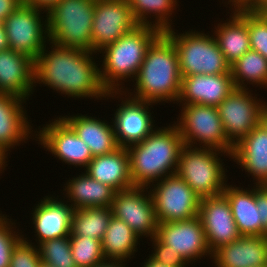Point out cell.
Returning a JSON list of instances; mask_svg holds the SVG:
<instances>
[{"mask_svg":"<svg viewBox=\"0 0 267 267\" xmlns=\"http://www.w3.org/2000/svg\"><path fill=\"white\" fill-rule=\"evenodd\" d=\"M48 44L50 47L45 46L34 60L35 87L38 84L48 86L54 92L75 100H106L108 90L101 82L99 63H96L99 60L95 61L98 54L61 47L52 42Z\"/></svg>","mask_w":267,"mask_h":267,"instance_id":"obj_1","label":"cell"},{"mask_svg":"<svg viewBox=\"0 0 267 267\" xmlns=\"http://www.w3.org/2000/svg\"><path fill=\"white\" fill-rule=\"evenodd\" d=\"M181 82L178 53L173 42L162 32L148 47L132 92L131 87L125 91L133 98L157 105L176 104L181 93Z\"/></svg>","mask_w":267,"mask_h":267,"instance_id":"obj_2","label":"cell"},{"mask_svg":"<svg viewBox=\"0 0 267 267\" xmlns=\"http://www.w3.org/2000/svg\"><path fill=\"white\" fill-rule=\"evenodd\" d=\"M184 143L175 124L158 127L142 142L127 148L134 186L149 187L176 174Z\"/></svg>","mask_w":267,"mask_h":267,"instance_id":"obj_3","label":"cell"},{"mask_svg":"<svg viewBox=\"0 0 267 267\" xmlns=\"http://www.w3.org/2000/svg\"><path fill=\"white\" fill-rule=\"evenodd\" d=\"M162 32L153 26L137 25L99 54L100 78L108 91L126 90L125 82H134L148 47ZM125 85V86H123Z\"/></svg>","mask_w":267,"mask_h":267,"instance_id":"obj_4","label":"cell"},{"mask_svg":"<svg viewBox=\"0 0 267 267\" xmlns=\"http://www.w3.org/2000/svg\"><path fill=\"white\" fill-rule=\"evenodd\" d=\"M96 0H59L47 11L49 41L92 52Z\"/></svg>","mask_w":267,"mask_h":267,"instance_id":"obj_5","label":"cell"},{"mask_svg":"<svg viewBox=\"0 0 267 267\" xmlns=\"http://www.w3.org/2000/svg\"><path fill=\"white\" fill-rule=\"evenodd\" d=\"M223 156L231 159L230 153L184 144L179 154L176 174L200 198L220 195L228 182Z\"/></svg>","mask_w":267,"mask_h":267,"instance_id":"obj_6","label":"cell"},{"mask_svg":"<svg viewBox=\"0 0 267 267\" xmlns=\"http://www.w3.org/2000/svg\"><path fill=\"white\" fill-rule=\"evenodd\" d=\"M171 28L163 32L172 42L178 53L181 76L194 74H230V65L220 51L213 34L204 30L177 32ZM210 34V35H209Z\"/></svg>","mask_w":267,"mask_h":267,"instance_id":"obj_7","label":"cell"},{"mask_svg":"<svg viewBox=\"0 0 267 267\" xmlns=\"http://www.w3.org/2000/svg\"><path fill=\"white\" fill-rule=\"evenodd\" d=\"M178 106H182L181 112L174 124L185 145L232 154L234 146L228 141L224 132L217 107L200 104Z\"/></svg>","mask_w":267,"mask_h":267,"instance_id":"obj_8","label":"cell"},{"mask_svg":"<svg viewBox=\"0 0 267 267\" xmlns=\"http://www.w3.org/2000/svg\"><path fill=\"white\" fill-rule=\"evenodd\" d=\"M106 98L122 101L111 119L119 147L128 148L140 143L157 128L151 112L156 103L133 98L125 90L108 91Z\"/></svg>","mask_w":267,"mask_h":267,"instance_id":"obj_9","label":"cell"},{"mask_svg":"<svg viewBox=\"0 0 267 267\" xmlns=\"http://www.w3.org/2000/svg\"><path fill=\"white\" fill-rule=\"evenodd\" d=\"M3 25L9 48L34 60L50 42L47 11L44 9L21 4Z\"/></svg>","mask_w":267,"mask_h":267,"instance_id":"obj_10","label":"cell"},{"mask_svg":"<svg viewBox=\"0 0 267 267\" xmlns=\"http://www.w3.org/2000/svg\"><path fill=\"white\" fill-rule=\"evenodd\" d=\"M148 188L159 223L188 220L198 216L200 197L177 174L166 176Z\"/></svg>","mask_w":267,"mask_h":267,"instance_id":"obj_11","label":"cell"},{"mask_svg":"<svg viewBox=\"0 0 267 267\" xmlns=\"http://www.w3.org/2000/svg\"><path fill=\"white\" fill-rule=\"evenodd\" d=\"M249 89L235 88L217 106L224 132L233 146L260 123L261 112L267 105Z\"/></svg>","mask_w":267,"mask_h":267,"instance_id":"obj_12","label":"cell"},{"mask_svg":"<svg viewBox=\"0 0 267 267\" xmlns=\"http://www.w3.org/2000/svg\"><path fill=\"white\" fill-rule=\"evenodd\" d=\"M49 122L35 129V141L62 163L85 169L93 159L88 145L60 115Z\"/></svg>","mask_w":267,"mask_h":267,"instance_id":"obj_13","label":"cell"},{"mask_svg":"<svg viewBox=\"0 0 267 267\" xmlns=\"http://www.w3.org/2000/svg\"><path fill=\"white\" fill-rule=\"evenodd\" d=\"M111 209L113 216L124 221L140 239L150 240L157 235L159 222L148 187L116 191Z\"/></svg>","mask_w":267,"mask_h":267,"instance_id":"obj_14","label":"cell"},{"mask_svg":"<svg viewBox=\"0 0 267 267\" xmlns=\"http://www.w3.org/2000/svg\"><path fill=\"white\" fill-rule=\"evenodd\" d=\"M137 25L127 0H96L92 25V52L99 53Z\"/></svg>","mask_w":267,"mask_h":267,"instance_id":"obj_15","label":"cell"},{"mask_svg":"<svg viewBox=\"0 0 267 267\" xmlns=\"http://www.w3.org/2000/svg\"><path fill=\"white\" fill-rule=\"evenodd\" d=\"M156 236L173 251H177L188 264L192 265L203 257H209L212 261L213 254L208 247L199 216L188 220L159 223Z\"/></svg>","mask_w":267,"mask_h":267,"instance_id":"obj_16","label":"cell"},{"mask_svg":"<svg viewBox=\"0 0 267 267\" xmlns=\"http://www.w3.org/2000/svg\"><path fill=\"white\" fill-rule=\"evenodd\" d=\"M198 216L212 254L219 247L230 244L241 236L232 216L229 201L223 193L200 198Z\"/></svg>","mask_w":267,"mask_h":267,"instance_id":"obj_17","label":"cell"},{"mask_svg":"<svg viewBox=\"0 0 267 267\" xmlns=\"http://www.w3.org/2000/svg\"><path fill=\"white\" fill-rule=\"evenodd\" d=\"M60 196L46 195L32 208L31 223L36 237L35 245L70 236L73 207ZM63 199V200H62Z\"/></svg>","mask_w":267,"mask_h":267,"instance_id":"obj_18","label":"cell"},{"mask_svg":"<svg viewBox=\"0 0 267 267\" xmlns=\"http://www.w3.org/2000/svg\"><path fill=\"white\" fill-rule=\"evenodd\" d=\"M25 103L26 100L20 97L0 93V145L9 152L23 142L26 144L32 138L36 140V131L32 130Z\"/></svg>","mask_w":267,"mask_h":267,"instance_id":"obj_19","label":"cell"},{"mask_svg":"<svg viewBox=\"0 0 267 267\" xmlns=\"http://www.w3.org/2000/svg\"><path fill=\"white\" fill-rule=\"evenodd\" d=\"M34 70V59L30 56L10 48L0 51V93L29 101L36 90Z\"/></svg>","mask_w":267,"mask_h":267,"instance_id":"obj_20","label":"cell"},{"mask_svg":"<svg viewBox=\"0 0 267 267\" xmlns=\"http://www.w3.org/2000/svg\"><path fill=\"white\" fill-rule=\"evenodd\" d=\"M235 89L231 74H194L182 77L177 104L217 107Z\"/></svg>","mask_w":267,"mask_h":267,"instance_id":"obj_21","label":"cell"},{"mask_svg":"<svg viewBox=\"0 0 267 267\" xmlns=\"http://www.w3.org/2000/svg\"><path fill=\"white\" fill-rule=\"evenodd\" d=\"M231 160L253 177L252 184H267V131L260 123L234 145Z\"/></svg>","mask_w":267,"mask_h":267,"instance_id":"obj_22","label":"cell"},{"mask_svg":"<svg viewBox=\"0 0 267 267\" xmlns=\"http://www.w3.org/2000/svg\"><path fill=\"white\" fill-rule=\"evenodd\" d=\"M215 267H259L267 265V236L241 235L219 247L212 256Z\"/></svg>","mask_w":267,"mask_h":267,"instance_id":"obj_23","label":"cell"},{"mask_svg":"<svg viewBox=\"0 0 267 267\" xmlns=\"http://www.w3.org/2000/svg\"><path fill=\"white\" fill-rule=\"evenodd\" d=\"M61 117L73 128L79 138L84 141L93 157L111 153L119 148L112 122L99 117L77 113Z\"/></svg>","mask_w":267,"mask_h":267,"instance_id":"obj_24","label":"cell"},{"mask_svg":"<svg viewBox=\"0 0 267 267\" xmlns=\"http://www.w3.org/2000/svg\"><path fill=\"white\" fill-rule=\"evenodd\" d=\"M229 19L221 21L211 30L220 51L229 65L251 49L245 8L231 9Z\"/></svg>","mask_w":267,"mask_h":267,"instance_id":"obj_25","label":"cell"},{"mask_svg":"<svg viewBox=\"0 0 267 267\" xmlns=\"http://www.w3.org/2000/svg\"><path fill=\"white\" fill-rule=\"evenodd\" d=\"M69 178L63 185L62 196L74 210L90 207H111L116 190L91 178L85 171ZM64 191V192H63ZM69 200V201H68Z\"/></svg>","mask_w":267,"mask_h":267,"instance_id":"obj_26","label":"cell"},{"mask_svg":"<svg viewBox=\"0 0 267 267\" xmlns=\"http://www.w3.org/2000/svg\"><path fill=\"white\" fill-rule=\"evenodd\" d=\"M84 170L91 178L111 186L116 191L134 187L130 177L129 154L127 148L93 157Z\"/></svg>","mask_w":267,"mask_h":267,"instance_id":"obj_27","label":"cell"},{"mask_svg":"<svg viewBox=\"0 0 267 267\" xmlns=\"http://www.w3.org/2000/svg\"><path fill=\"white\" fill-rule=\"evenodd\" d=\"M253 186V187H252ZM243 188L227 183L223 194L229 201L240 235L261 236V220L255 203V185Z\"/></svg>","mask_w":267,"mask_h":267,"instance_id":"obj_28","label":"cell"},{"mask_svg":"<svg viewBox=\"0 0 267 267\" xmlns=\"http://www.w3.org/2000/svg\"><path fill=\"white\" fill-rule=\"evenodd\" d=\"M140 240L142 239L124 221L112 216L101 241L104 258L128 261L134 258Z\"/></svg>","mask_w":267,"mask_h":267,"instance_id":"obj_29","label":"cell"},{"mask_svg":"<svg viewBox=\"0 0 267 267\" xmlns=\"http://www.w3.org/2000/svg\"><path fill=\"white\" fill-rule=\"evenodd\" d=\"M127 2L138 25L153 26L161 32L175 27L172 16L175 15L177 8L179 11L178 0H127Z\"/></svg>","mask_w":267,"mask_h":267,"instance_id":"obj_30","label":"cell"},{"mask_svg":"<svg viewBox=\"0 0 267 267\" xmlns=\"http://www.w3.org/2000/svg\"><path fill=\"white\" fill-rule=\"evenodd\" d=\"M230 74L235 88L247 89L250 84L267 90V59L257 51L250 49L231 64Z\"/></svg>","mask_w":267,"mask_h":267,"instance_id":"obj_31","label":"cell"},{"mask_svg":"<svg viewBox=\"0 0 267 267\" xmlns=\"http://www.w3.org/2000/svg\"><path fill=\"white\" fill-rule=\"evenodd\" d=\"M112 216L111 207L73 210L70 235L89 236L102 241Z\"/></svg>","mask_w":267,"mask_h":267,"instance_id":"obj_32","label":"cell"},{"mask_svg":"<svg viewBox=\"0 0 267 267\" xmlns=\"http://www.w3.org/2000/svg\"><path fill=\"white\" fill-rule=\"evenodd\" d=\"M71 252L77 267H94L105 261L100 240L70 235Z\"/></svg>","mask_w":267,"mask_h":267,"instance_id":"obj_33","label":"cell"},{"mask_svg":"<svg viewBox=\"0 0 267 267\" xmlns=\"http://www.w3.org/2000/svg\"><path fill=\"white\" fill-rule=\"evenodd\" d=\"M41 262L52 267H77L71 252L70 238H54L37 246Z\"/></svg>","mask_w":267,"mask_h":267,"instance_id":"obj_34","label":"cell"},{"mask_svg":"<svg viewBox=\"0 0 267 267\" xmlns=\"http://www.w3.org/2000/svg\"><path fill=\"white\" fill-rule=\"evenodd\" d=\"M2 213L0 210V267H10L12 250L23 238V232L13 222L14 219Z\"/></svg>","mask_w":267,"mask_h":267,"instance_id":"obj_35","label":"cell"},{"mask_svg":"<svg viewBox=\"0 0 267 267\" xmlns=\"http://www.w3.org/2000/svg\"><path fill=\"white\" fill-rule=\"evenodd\" d=\"M245 22L247 23L251 50L259 52L267 59V16L245 8Z\"/></svg>","mask_w":267,"mask_h":267,"instance_id":"obj_36","label":"cell"},{"mask_svg":"<svg viewBox=\"0 0 267 267\" xmlns=\"http://www.w3.org/2000/svg\"><path fill=\"white\" fill-rule=\"evenodd\" d=\"M23 233V238L12 250L10 267H40L41 259L37 246L28 240Z\"/></svg>","mask_w":267,"mask_h":267,"instance_id":"obj_37","label":"cell"},{"mask_svg":"<svg viewBox=\"0 0 267 267\" xmlns=\"http://www.w3.org/2000/svg\"><path fill=\"white\" fill-rule=\"evenodd\" d=\"M150 242H152L151 254L149 256L162 264L168 265L170 267H188L190 266L177 251H173L171 247L164 244L157 236L153 237Z\"/></svg>","mask_w":267,"mask_h":267,"instance_id":"obj_38","label":"cell"},{"mask_svg":"<svg viewBox=\"0 0 267 267\" xmlns=\"http://www.w3.org/2000/svg\"><path fill=\"white\" fill-rule=\"evenodd\" d=\"M255 203L261 220V236H267V184L255 185Z\"/></svg>","mask_w":267,"mask_h":267,"instance_id":"obj_39","label":"cell"},{"mask_svg":"<svg viewBox=\"0 0 267 267\" xmlns=\"http://www.w3.org/2000/svg\"><path fill=\"white\" fill-rule=\"evenodd\" d=\"M21 4L22 0H0V23H3Z\"/></svg>","mask_w":267,"mask_h":267,"instance_id":"obj_40","label":"cell"},{"mask_svg":"<svg viewBox=\"0 0 267 267\" xmlns=\"http://www.w3.org/2000/svg\"><path fill=\"white\" fill-rule=\"evenodd\" d=\"M224 2V0H222ZM258 0H225V2L222 4H225L223 6H228L229 10L231 9H240V8H251Z\"/></svg>","mask_w":267,"mask_h":267,"instance_id":"obj_41","label":"cell"},{"mask_svg":"<svg viewBox=\"0 0 267 267\" xmlns=\"http://www.w3.org/2000/svg\"><path fill=\"white\" fill-rule=\"evenodd\" d=\"M59 0H22V4L37 7L48 11Z\"/></svg>","mask_w":267,"mask_h":267,"instance_id":"obj_42","label":"cell"},{"mask_svg":"<svg viewBox=\"0 0 267 267\" xmlns=\"http://www.w3.org/2000/svg\"><path fill=\"white\" fill-rule=\"evenodd\" d=\"M8 156H10V152L7 149H5L3 146L0 145V174L2 172L4 173V170H6V167L8 166L7 163L10 161V160H8V158H9Z\"/></svg>","mask_w":267,"mask_h":267,"instance_id":"obj_43","label":"cell"},{"mask_svg":"<svg viewBox=\"0 0 267 267\" xmlns=\"http://www.w3.org/2000/svg\"><path fill=\"white\" fill-rule=\"evenodd\" d=\"M251 9L260 14L267 16V0H258L252 7Z\"/></svg>","mask_w":267,"mask_h":267,"instance_id":"obj_44","label":"cell"},{"mask_svg":"<svg viewBox=\"0 0 267 267\" xmlns=\"http://www.w3.org/2000/svg\"><path fill=\"white\" fill-rule=\"evenodd\" d=\"M127 261H119V260H105L101 262L99 265H95L94 267H128L126 266Z\"/></svg>","mask_w":267,"mask_h":267,"instance_id":"obj_45","label":"cell"},{"mask_svg":"<svg viewBox=\"0 0 267 267\" xmlns=\"http://www.w3.org/2000/svg\"><path fill=\"white\" fill-rule=\"evenodd\" d=\"M9 49L7 35L3 23H0V51Z\"/></svg>","mask_w":267,"mask_h":267,"instance_id":"obj_46","label":"cell"},{"mask_svg":"<svg viewBox=\"0 0 267 267\" xmlns=\"http://www.w3.org/2000/svg\"><path fill=\"white\" fill-rule=\"evenodd\" d=\"M148 259L146 258L144 260V263L142 262L143 265H141L142 267H170L168 265L159 263L155 260H153L149 255H148Z\"/></svg>","mask_w":267,"mask_h":267,"instance_id":"obj_47","label":"cell"},{"mask_svg":"<svg viewBox=\"0 0 267 267\" xmlns=\"http://www.w3.org/2000/svg\"><path fill=\"white\" fill-rule=\"evenodd\" d=\"M260 124L266 129L267 131V105L264 107V109L261 112V119Z\"/></svg>","mask_w":267,"mask_h":267,"instance_id":"obj_48","label":"cell"},{"mask_svg":"<svg viewBox=\"0 0 267 267\" xmlns=\"http://www.w3.org/2000/svg\"><path fill=\"white\" fill-rule=\"evenodd\" d=\"M40 267H52V266H50V265H47V264H45V263L41 262V263H40Z\"/></svg>","mask_w":267,"mask_h":267,"instance_id":"obj_49","label":"cell"}]
</instances>
